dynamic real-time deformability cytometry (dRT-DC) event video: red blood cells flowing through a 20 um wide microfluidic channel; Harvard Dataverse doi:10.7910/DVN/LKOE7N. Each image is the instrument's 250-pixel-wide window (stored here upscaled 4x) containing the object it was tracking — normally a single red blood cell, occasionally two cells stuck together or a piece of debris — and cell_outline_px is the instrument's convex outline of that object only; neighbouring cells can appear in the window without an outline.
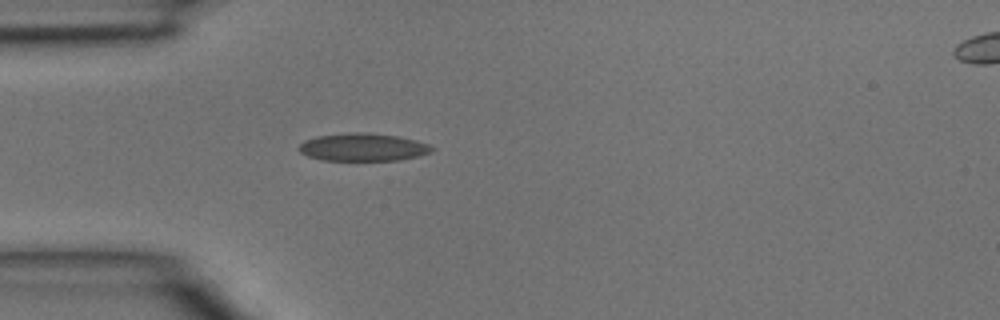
{"species": "common noctule bat (a hibernating species)", "species_latin": "Nyctalus noctula", "temperature_condition": "room temperature", "stored_images_in_passage": 5, "camera_frame_rate_fps": 3000, "um_per_image_px": 0.085, "animal": {"sex": "male", "body_mass_g": 15.6}, "frame": {"image": 1, "passage_image": 4, "time_ms": 1.0, "image_size_px": [1000, 320], "cell_outline_px": [[436, 148], [432, 152], [420, 156], [400, 160], [320, 160], [308, 156], [300, 152], [300, 144], [304, 140], [316, 136], [352, 132], [368, 132], [400, 136], [432, 144]], "centroid_in_image_um": [30.93, 12.5], "position_along_channel_um": 54.1, "area_um2": 21.85}}